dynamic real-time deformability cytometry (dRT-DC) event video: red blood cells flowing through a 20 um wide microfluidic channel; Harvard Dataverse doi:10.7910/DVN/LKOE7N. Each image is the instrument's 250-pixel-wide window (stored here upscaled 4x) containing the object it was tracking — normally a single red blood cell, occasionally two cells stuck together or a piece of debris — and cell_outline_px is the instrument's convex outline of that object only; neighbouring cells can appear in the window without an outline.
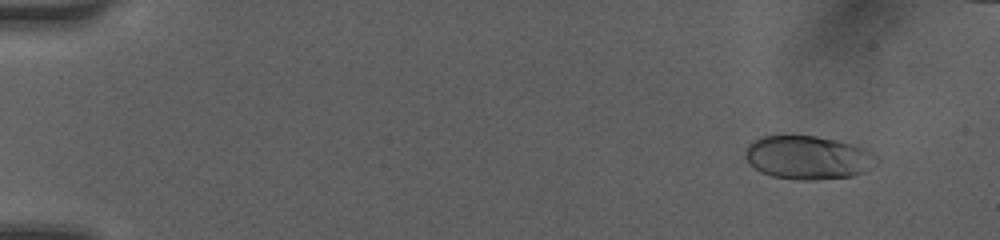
{"species": "human", "species_latin": "Homo sapiens", "temperature_condition": "room temperature", "stored_images_in_passage": 56, "camera_frame_rate_fps": 3000, "um_per_image_px": 0.085, "donor": {"sex": "female"}, "frame": {"image": 1, "passage_image": 4, "time_ms": 0.667, "image_size_px": [1000, 240], "cell_outline_px": [[880, 160], [876, 164], [852, 176], [816, 180], [800, 180], [772, 176], [760, 172], [748, 160], [748, 144], [752, 140], [760, 136], [784, 132], [816, 136], [836, 140], [852, 144], [868, 152]], "centroid_in_image_um": [68.62, 13.34], "position_along_channel_um": 16.4, "area_um2": 33.47}}
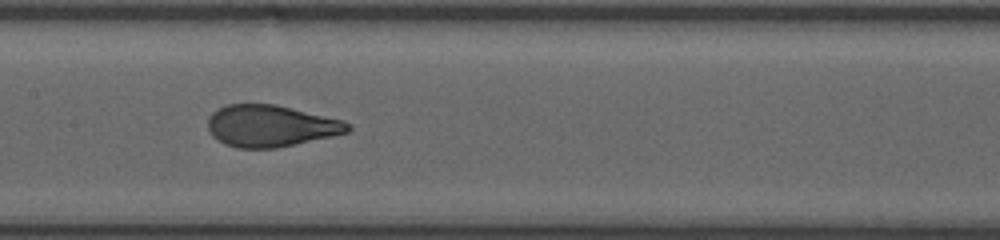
{"frame": {"image": 2, "passage_image": 38, "time_ms": 8.0, "image_size_px": [1000, 240], "cell_outline_px": [[352, 128], [348, 132], [332, 136], [296, 144], [276, 148], [236, 148], [224, 144], [212, 136], [208, 128], [208, 116], [212, 112], [228, 104], [276, 104], [344, 120], [352, 124]], "centroid_in_image_um": [23.02, 10.7], "position_along_channel_um": 184.4, "area_um2": 34.22}}
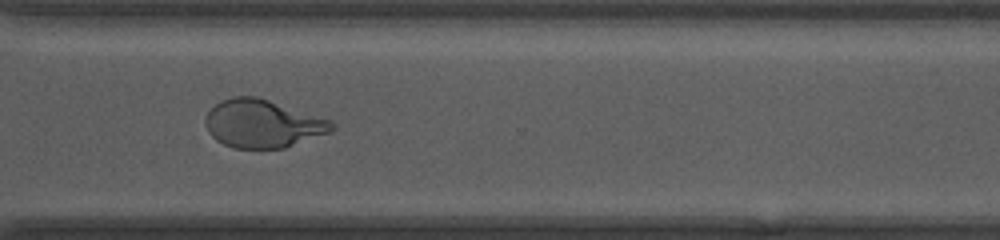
{"frame": {"image": 3, "passage_image": 55, "time_ms": 12.0, "image_size_px": [1000, 240], "cell_outline_px": [[336, 128], [332, 132], [284, 148], [232, 148], [216, 140], [208, 132], [204, 124], [204, 120], [208, 112], [220, 100], [232, 96], [256, 96], [332, 120], [336, 124]], "centroid_in_image_um": [22.34, 10.51], "position_along_channel_um": 348.3, "area_um2": 35.6}}